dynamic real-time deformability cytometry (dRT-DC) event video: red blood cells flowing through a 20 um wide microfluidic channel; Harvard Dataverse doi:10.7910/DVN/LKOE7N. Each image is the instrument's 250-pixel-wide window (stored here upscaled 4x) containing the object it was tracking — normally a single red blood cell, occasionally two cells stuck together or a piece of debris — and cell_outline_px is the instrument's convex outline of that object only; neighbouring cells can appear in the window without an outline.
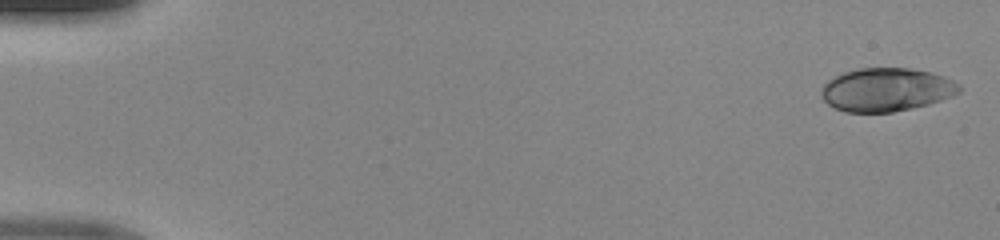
{"species": "human", "species_latin": "Homo sapiens", "temperature_condition": "room temperature", "stored_images_in_passage": 48, "camera_frame_rate_fps": 3000, "um_per_image_px": 0.085, "donor": {"sex": "male"}, "frame": {"image": 1, "passage_image": 1, "time_ms": 0.0, "image_size_px": [1000, 240], "cell_outline_px": [[960, 92], [952, 96], [928, 104], [892, 112], [844, 112], [828, 104], [824, 100], [820, 92], [820, 88], [828, 80], [844, 72], [860, 68], [912, 68], [944, 76], [960, 84]], "centroid_in_image_um": [75.33, 7.62], "position_along_channel_um": 9.7, "area_um2": 34.74}}
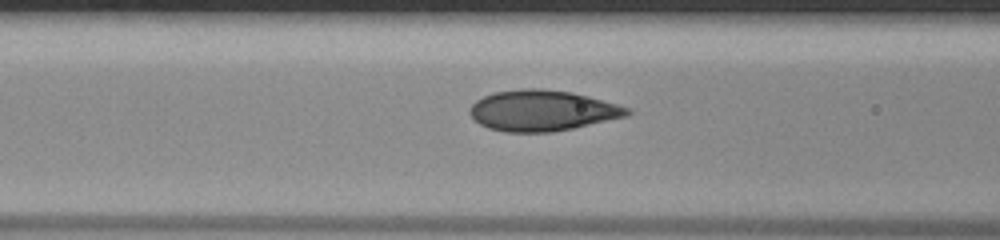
{"frame": {"image": 2, "passage_image": 20, "time_ms": 6.333, "image_size_px": [1000, 240], "cell_outline_px": [[632, 112], [628, 116], [572, 128], [552, 132], [504, 132], [488, 128], [480, 124], [468, 112], [472, 104], [476, 100], [484, 96], [496, 92], [520, 88], [540, 88], [572, 92], [588, 96], [632, 108]], "centroid_in_image_um": [46.11, 9.39], "position_along_channel_um": 120.5, "area_um2": 37.45}}
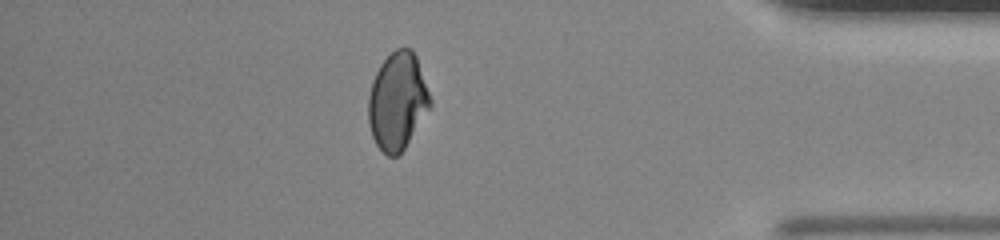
{"frame": {"image": 3, "passage_image": 42, "time_ms": 13.667, "image_size_px": [1000, 240], "cell_outline_px": [[432, 104], [404, 148], [396, 156], [388, 156], [376, 144], [372, 136], [368, 124], [368, 96], [372, 80], [380, 64], [396, 48], [412, 48], [416, 56], [432, 100]], "centroid_in_image_um": [33.77, 8.58], "position_along_channel_um": 401.4, "area_um2": 34.85}}